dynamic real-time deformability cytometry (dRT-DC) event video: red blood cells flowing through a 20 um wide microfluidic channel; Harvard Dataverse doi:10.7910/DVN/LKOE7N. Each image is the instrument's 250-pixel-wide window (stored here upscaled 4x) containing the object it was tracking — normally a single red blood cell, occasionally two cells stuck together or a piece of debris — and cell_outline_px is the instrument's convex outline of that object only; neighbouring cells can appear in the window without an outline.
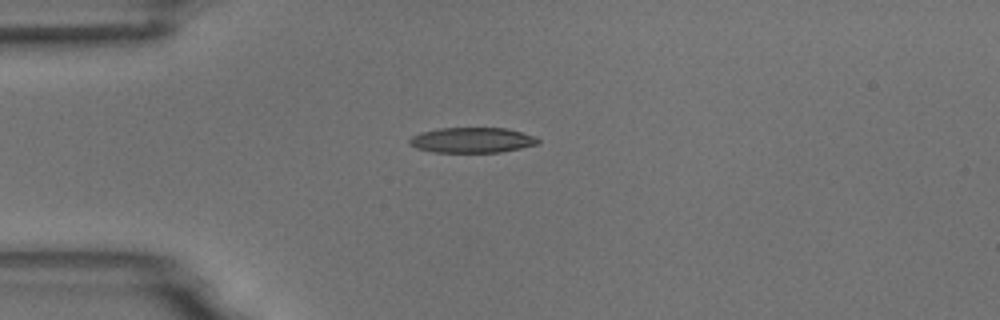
{"species": "common noctule bat (a hibernating species)", "species_latin": "Nyctalus noctula", "temperature_condition": "room temperature", "stored_images_in_passage": 5, "camera_frame_rate_fps": 3000, "um_per_image_px": 0.085, "animal": {"sex": "male", "body_mass_g": 18.8}, "frame": {"image": 1, "passage_image": 1, "time_ms": 0.0, "image_size_px": [1000, 320], "cell_outline_px": [[540, 140], [536, 144], [520, 148], [500, 152], [432, 152], [416, 148], [408, 144], [408, 140], [412, 136], [420, 132], [440, 128], [508, 128], [536, 136]], "centroid_in_image_um": [40.1, 11.9], "position_along_channel_um": 44.9, "area_um2": 19.02}}